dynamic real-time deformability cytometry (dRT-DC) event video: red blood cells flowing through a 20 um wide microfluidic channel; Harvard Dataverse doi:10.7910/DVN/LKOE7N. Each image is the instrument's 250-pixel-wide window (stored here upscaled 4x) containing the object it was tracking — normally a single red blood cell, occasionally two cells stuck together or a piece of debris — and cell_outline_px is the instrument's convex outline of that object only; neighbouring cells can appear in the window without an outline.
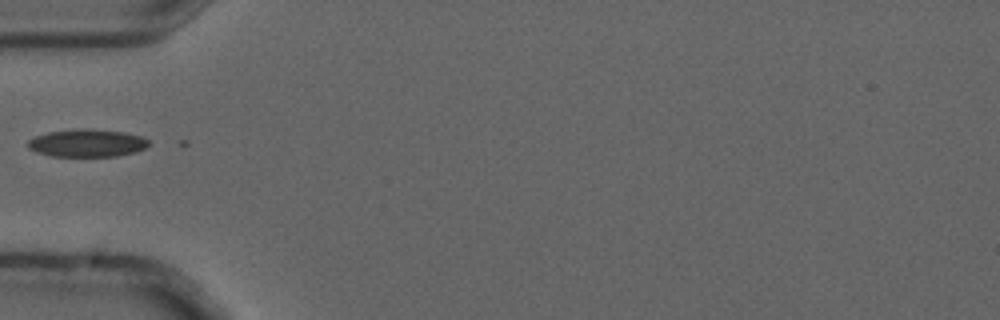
{"species": "common noctule bat (a hibernating species)", "species_latin": "Nyctalus noctula", "temperature_condition": "cold", "stored_images_in_passage": 6, "camera_frame_rate_fps": 3000, "um_per_image_px": 0.085, "animal": {"sex": "male", "forearm_length_mm": 52.5}, "frame": {"image": 1, "passage_image": 5, "time_ms": 1.333, "image_size_px": [1000, 320], "cell_outline_px": [[148, 144], [144, 148], [136, 152], [116, 156], [52, 156], [36, 152], [28, 148], [28, 140], [36, 136], [48, 132], [84, 128], [88, 128], [124, 132], [140, 136], [148, 140]], "centroid_in_image_um": [7.39, 12.16], "position_along_channel_um": 77.6, "area_um2": 19.36}}